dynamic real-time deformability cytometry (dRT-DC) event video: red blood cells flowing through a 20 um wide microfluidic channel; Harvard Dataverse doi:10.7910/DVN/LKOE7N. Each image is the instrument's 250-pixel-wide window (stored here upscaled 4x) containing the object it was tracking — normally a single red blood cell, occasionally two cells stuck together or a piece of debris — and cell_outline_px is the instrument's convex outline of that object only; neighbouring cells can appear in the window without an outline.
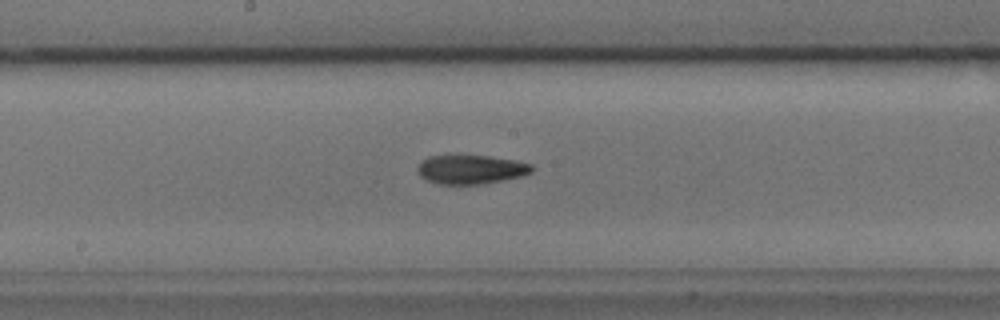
{"species": "common noctule bat (a hibernating species)", "species_latin": "Nyctalus noctula", "temperature_condition": "cold", "stored_images_in_passage": 45, "camera_frame_rate_fps": 3000, "um_per_image_px": 0.085, "animal": {"sex": "male", "body_mass_g": 17.9, "forearm_length_mm": 54.2}, "frame": {"image": 1, "passage_image": 26, "time_ms": 8.333, "image_size_px": [1000, 320], "cell_outline_px": [[536, 168], [532, 172], [524, 176], [484, 184], [440, 184], [428, 180], [420, 176], [420, 164], [428, 156], [488, 156], [512, 160], [532, 164]], "centroid_in_image_um": [40.12, 14.41], "position_along_channel_um": 208.1, "area_um2": 19.07}}
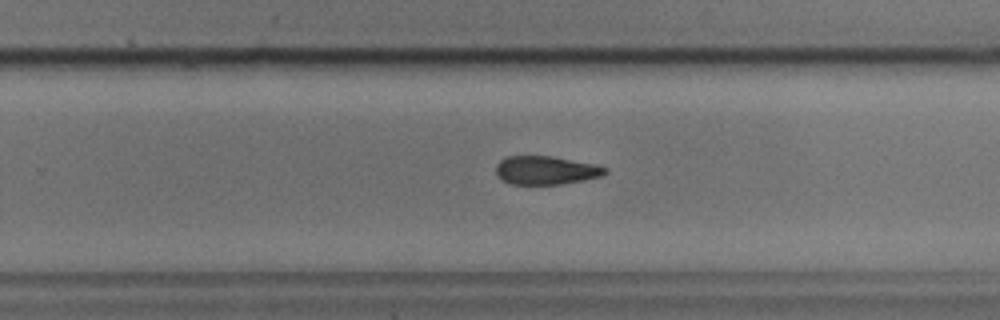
{"frame": {"image": 2, "passage_image": 32, "time_ms": 10.333, "image_size_px": [1000, 320], "cell_outline_px": [[608, 172], [600, 176], [584, 180], [560, 184], [508, 184], [500, 180], [496, 176], [496, 164], [500, 160], [508, 156], [552, 156], [600, 164], [608, 168]], "centroid_in_image_um": [46.41, 14.47], "position_along_channel_um": 283.4, "area_um2": 18.5}, "authors_computed_cell_mechanics": {"area_um2": 18.9584, "velocity_mm_per_s": 3.7853, "shape_relaxation_time_tau1_ms": 6.0187, "shape_relaxation_time_tau2_ms": 3.9832, "deformation_change_tau1": 0.1549, "deformation_change_tau2": 0.1121}}